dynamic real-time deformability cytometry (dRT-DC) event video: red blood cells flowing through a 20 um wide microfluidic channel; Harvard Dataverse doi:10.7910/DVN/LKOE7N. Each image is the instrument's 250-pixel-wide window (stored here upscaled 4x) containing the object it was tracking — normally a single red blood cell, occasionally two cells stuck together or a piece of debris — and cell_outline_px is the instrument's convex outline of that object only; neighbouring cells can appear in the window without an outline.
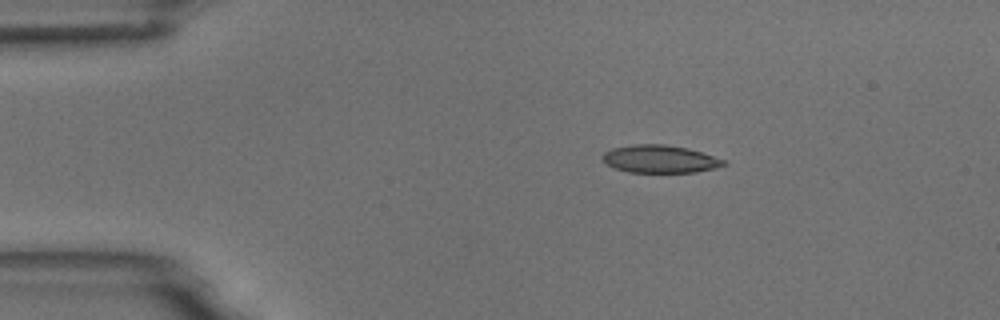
{"species": "common noctule bat (a hibernating species)", "species_latin": "Nyctalus noctula", "temperature_condition": "room temperature", "stored_images_in_passage": 3, "camera_frame_rate_fps": 3000, "um_per_image_px": 0.085, "animal": {"sex": "male", "body_mass_g": 18.8}, "frame": {"image": 1, "passage_image": 2, "time_ms": 1.333, "image_size_px": [1000, 320], "cell_outline_px": [[728, 164], [716, 168], [696, 172], [628, 172], [612, 168], [604, 164], [600, 156], [604, 152], [612, 148], [632, 144], [664, 144], [688, 148], [724, 160]], "centroid_in_image_um": [56.02, 13.52], "position_along_channel_um": 29.0, "area_um2": 19.77}}